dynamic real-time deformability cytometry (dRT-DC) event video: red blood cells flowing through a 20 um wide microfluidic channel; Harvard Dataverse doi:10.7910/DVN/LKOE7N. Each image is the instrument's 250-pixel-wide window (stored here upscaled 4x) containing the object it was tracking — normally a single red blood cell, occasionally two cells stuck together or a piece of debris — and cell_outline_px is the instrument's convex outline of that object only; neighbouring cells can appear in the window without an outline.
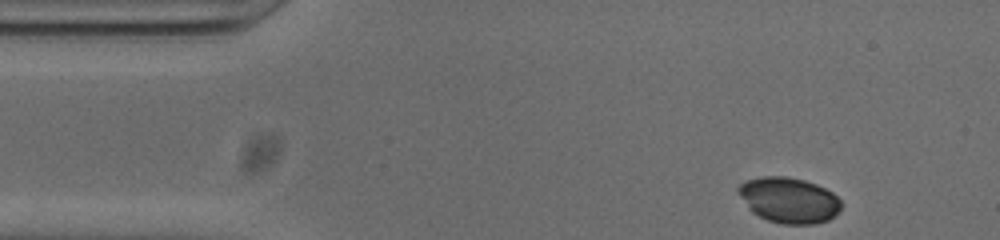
{"species": "common noctule bat (a hibernating species)", "species_latin": "Nyctalus noctula", "temperature_condition": "cold", "stored_images_in_passage": 48, "camera_frame_rate_fps": 3000, "um_per_image_px": 0.085, "animal": {"sex": "male", "body_mass_g": 20.0, "forearm_length_mm": 53.3}, "frame": {"image": 1, "passage_image": 1, "time_ms": 0.0, "image_size_px": [1000, 240], "cell_outline_px": [[840, 208], [828, 220], [812, 224], [780, 224], [768, 220], [752, 212], [748, 208], [736, 192], [736, 188], [740, 184], [748, 180], [764, 176], [784, 176], [804, 180], [816, 184], [832, 192], [840, 200]], "centroid_in_image_um": [67.01, 17.01], "position_along_channel_um": 18.0, "area_um2": 27.17}}
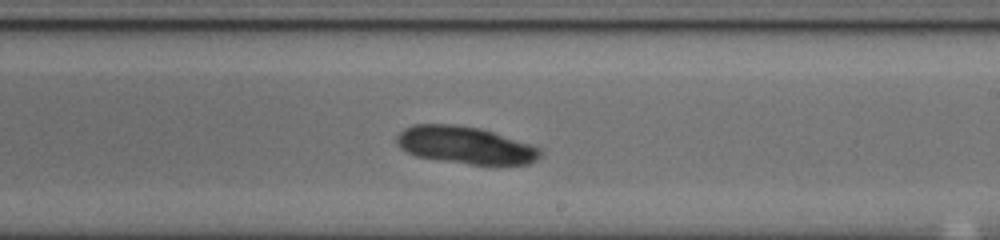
{"frame": {"image": 2, "passage_image": 25, "time_ms": 8.0, "image_size_px": [1000, 240], "cell_outline_px": [[544, 152], [536, 160], [528, 164], [492, 168], [416, 156], [400, 148], [396, 144], [396, 136], [404, 128], [412, 124], [452, 124], [480, 128], [532, 144], [544, 148]], "centroid_in_image_um": [39.64, 12.38], "position_along_channel_um": 249.4, "area_um2": 32.31}}
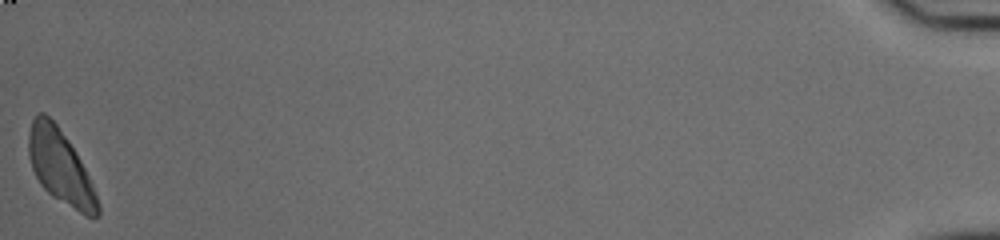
{"frame": {"image": 3, "passage_image": 48, "time_ms": 15.667, "image_size_px": [1000, 240], "cell_outline_px": [[100, 216], [84, 216], [52, 196], [40, 184], [32, 168], [28, 156], [28, 136], [32, 120], [36, 112], [44, 112], [56, 124], [68, 140], [76, 152], [92, 184], [100, 204]], "centroid_in_image_um": [5.12, 14.19], "position_along_channel_um": 430.1, "area_um2": 29.65}}